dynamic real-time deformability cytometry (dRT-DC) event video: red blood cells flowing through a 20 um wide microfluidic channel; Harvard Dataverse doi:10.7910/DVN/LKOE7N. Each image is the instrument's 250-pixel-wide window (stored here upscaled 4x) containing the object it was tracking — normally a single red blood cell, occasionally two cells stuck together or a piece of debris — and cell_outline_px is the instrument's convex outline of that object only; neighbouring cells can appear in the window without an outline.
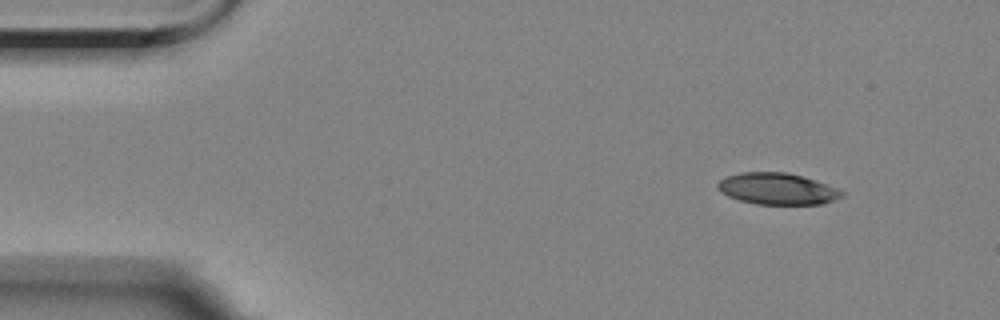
{"species": "Egyptian fruit bat (a non-hibernating species)", "species_latin": "Rousettus aegyptiacus", "temperature_condition": "room temperature", "stored_images_in_passage": 4, "camera_frame_rate_fps": 3000, "um_per_image_px": 0.085, "animal": {"sex": "female"}, "frame": {"image": 1, "passage_image": 1, "time_ms": 0.0, "image_size_px": [1000, 320], "cell_outline_px": [[844, 196], [820, 204], [756, 204], [740, 200], [728, 196], [720, 192], [716, 188], [716, 184], [724, 176], [740, 172], [788, 172], [836, 188], [844, 192]], "centroid_in_image_um": [65.99, 16.04], "position_along_channel_um": 19.0, "area_um2": 22.66}}
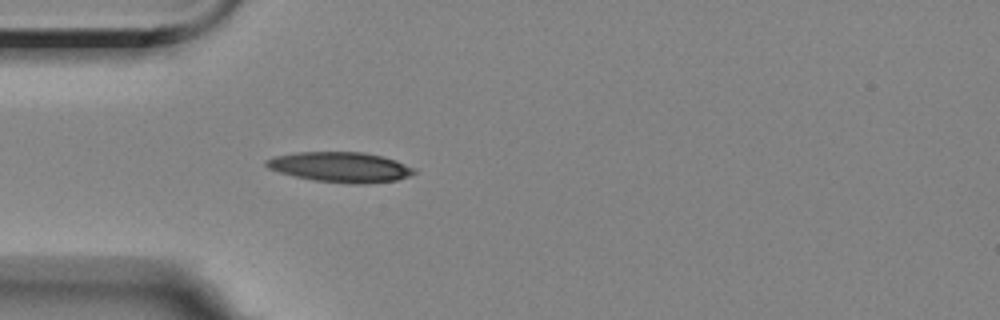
{"frame": {"image": 2, "passage_image": 4, "time_ms": 3.333, "image_size_px": [1000, 320], "cell_outline_px": [[416, 172], [408, 176], [396, 180], [360, 184], [356, 184], [316, 180], [296, 176], [280, 172], [268, 168], [264, 164], [264, 160], [272, 156], [296, 152], [364, 152], [384, 156], [396, 160], [416, 168]], "centroid_in_image_um": [28.94, 14.18], "position_along_channel_um": 56.1, "area_um2": 25.95}}